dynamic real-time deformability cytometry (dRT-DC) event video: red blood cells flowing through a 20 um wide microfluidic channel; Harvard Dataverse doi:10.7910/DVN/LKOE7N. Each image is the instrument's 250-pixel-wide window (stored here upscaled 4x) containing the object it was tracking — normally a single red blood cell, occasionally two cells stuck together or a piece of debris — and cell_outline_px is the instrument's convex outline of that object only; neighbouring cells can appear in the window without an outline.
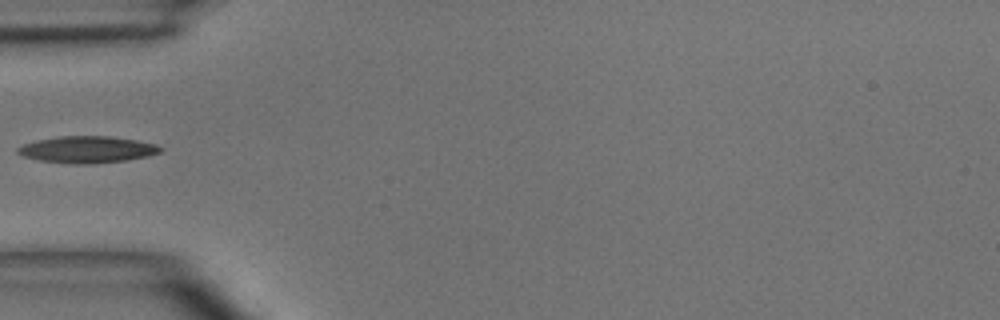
{"species": "common noctule bat (a hibernating species)", "species_latin": "Nyctalus noctula", "temperature_condition": "room temperature", "stored_images_in_passage": 5, "camera_frame_rate_fps": 3000, "um_per_image_px": 0.085, "animal": {"sex": "male", "body_mass_g": 15.6}, "frame": {"image": 1, "passage_image": 4, "time_ms": 4.333, "image_size_px": [1000, 320], "cell_outline_px": [[164, 148], [160, 152], [148, 156], [128, 160], [92, 164], [72, 164], [40, 160], [20, 156], [16, 152], [16, 148], [24, 144], [36, 140], [60, 136], [108, 136], [136, 140], [156, 144]], "centroid_in_image_um": [7.4, 12.71], "position_along_channel_um": 77.6, "area_um2": 22.37}}